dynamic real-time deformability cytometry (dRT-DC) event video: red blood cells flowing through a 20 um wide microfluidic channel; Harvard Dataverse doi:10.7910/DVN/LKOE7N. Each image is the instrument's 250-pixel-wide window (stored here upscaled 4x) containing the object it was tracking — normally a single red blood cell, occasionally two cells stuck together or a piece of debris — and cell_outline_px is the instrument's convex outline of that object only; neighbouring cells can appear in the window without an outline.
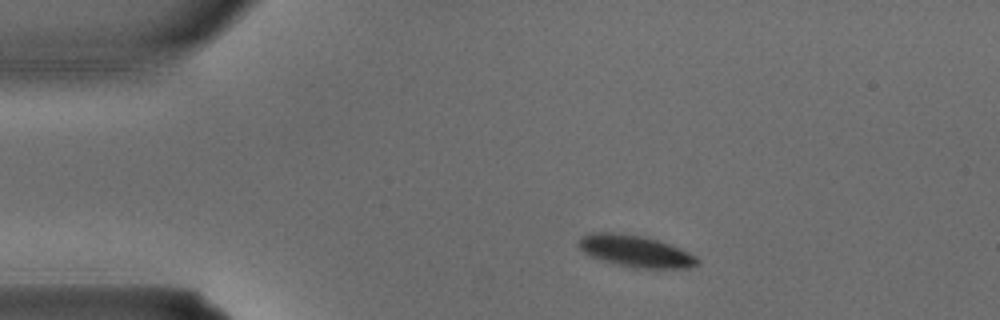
{"species": "common noctule bat (a hibernating species)", "species_latin": "Nyctalus noctula", "temperature_condition": "warm", "stored_images_in_passage": 3, "camera_frame_rate_fps": 3000, "um_per_image_px": 0.085, "animal": {"sex": "male", "body_mass_g": 15.6}, "frame": {"image": 1, "passage_image": 1, "time_ms": 0.0, "image_size_px": [1000, 320], "cell_outline_px": [[700, 260], [696, 264], [688, 268], [644, 268], [620, 264], [604, 260], [592, 256], [584, 252], [580, 248], [580, 236], [592, 232], [612, 232], [640, 236], [656, 240], [668, 244], [688, 252], [696, 256]], "centroid_in_image_um": [54.02, 21.33], "position_along_channel_um": 31.0, "area_um2": 21.21}}
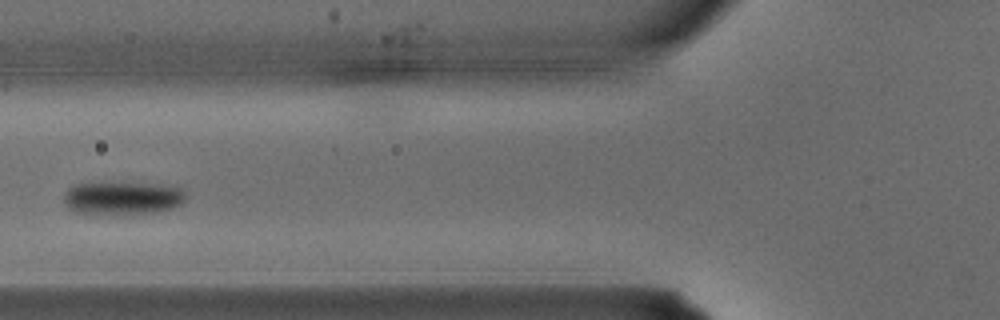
{"frame": {"image": 2, "passage_image": 3, "time_ms": 0.667, "image_size_px": [1000, 320], "cell_outline_px": [[184, 200], [180, 204], [172, 208], [160, 212], [132, 216], [112, 216], [76, 212], [68, 208], [64, 204], [64, 192], [72, 184], [88, 180], [176, 184], [184, 188]], "centroid_in_image_um": [10.39, 16.81], "position_along_channel_um": 115.4, "area_um2": 25.84}}